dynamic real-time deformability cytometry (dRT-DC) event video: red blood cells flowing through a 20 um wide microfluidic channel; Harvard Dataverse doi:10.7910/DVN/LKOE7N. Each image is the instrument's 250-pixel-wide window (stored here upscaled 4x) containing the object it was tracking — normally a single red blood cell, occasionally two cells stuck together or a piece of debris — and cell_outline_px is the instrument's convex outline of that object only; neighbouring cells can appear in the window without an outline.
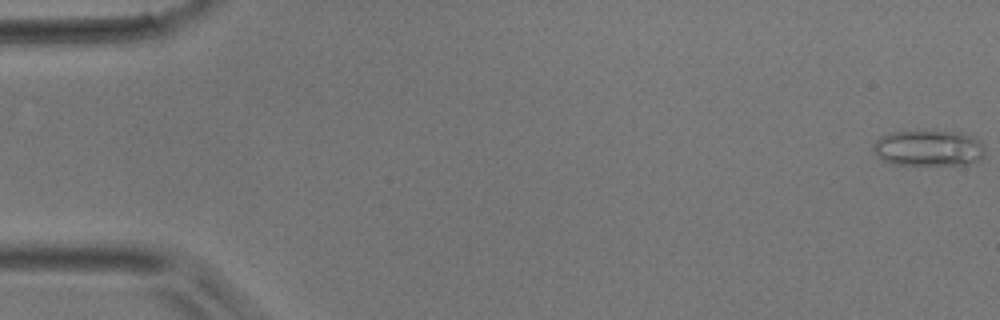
{"species": "common noctule bat (a hibernating species)", "species_latin": "Nyctalus noctula", "temperature_condition": "room temperature", "stored_images_in_passage": 50, "camera_frame_rate_fps": 3000, "um_per_image_px": 0.085, "animal": {"sex": "male", "body_mass_g": 17.9}, "frame": {"image": 1, "passage_image": 1, "time_ms": 0.0, "image_size_px": [1000, 320], "cell_outline_px": [[984, 156], [980, 160], [968, 164], [896, 164], [884, 160], [872, 148], [872, 144], [880, 136], [888, 132], [960, 132], [972, 136], [980, 140], [984, 144]], "centroid_in_image_um": [78.97, 12.58], "position_along_channel_um": 6.0, "area_um2": 23.12}}
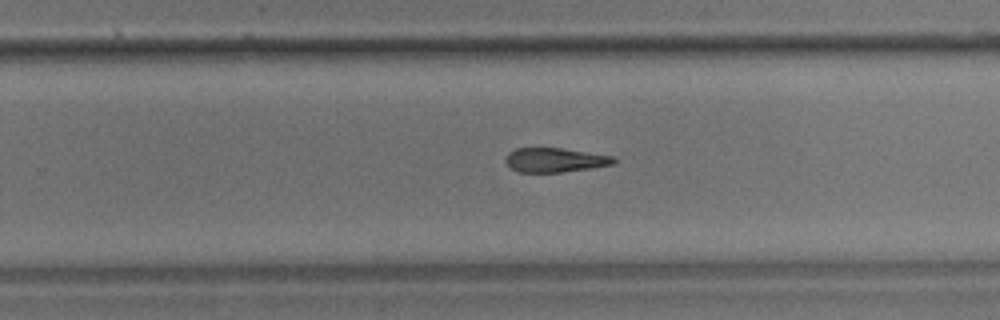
{"frame": {"image": 2, "passage_image": 32, "time_ms": 10.333, "image_size_px": [1000, 320], "cell_outline_px": [[616, 164], [560, 172], [516, 172], [504, 160], [508, 152], [516, 148], [564, 148], [612, 156], [616, 160]], "centroid_in_image_um": [47.15, 13.59], "position_along_channel_um": 282.6, "area_um2": 15.26}}
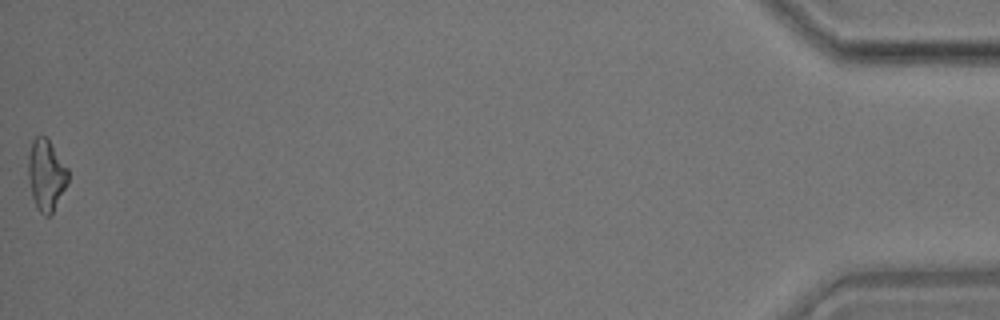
{"frame": {"image": 3, "passage_image": 50, "time_ms": 16.333, "image_size_px": [1000, 320], "cell_outline_px": [[68, 184], [52, 212], [48, 216], [44, 216], [36, 208], [32, 196], [28, 176], [28, 156], [32, 140], [36, 136], [48, 136], [68, 168]], "centroid_in_image_um": [3.93, 14.84], "position_along_channel_um": 431.3, "area_um2": 16.76}}